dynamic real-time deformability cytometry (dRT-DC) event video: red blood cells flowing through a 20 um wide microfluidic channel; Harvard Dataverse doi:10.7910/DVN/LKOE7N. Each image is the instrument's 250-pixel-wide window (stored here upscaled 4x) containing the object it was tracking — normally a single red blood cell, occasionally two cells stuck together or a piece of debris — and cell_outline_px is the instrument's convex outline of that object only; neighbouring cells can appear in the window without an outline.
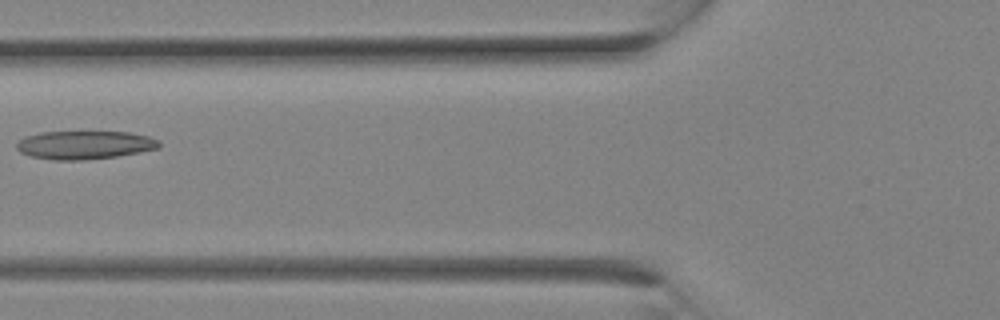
{"species": "Egyptian fruit bat (a non-hibernating species)", "species_latin": "Rousettus aegyptiacus", "temperature_condition": "room temperature", "stored_images_in_passage": 19, "camera_frame_rate_fps": 3000, "um_per_image_px": 0.085, "animal": {"sex": "female"}, "frame": {"image": 1, "passage_image": 10, "time_ms": 3.0, "image_size_px": [1000, 320], "cell_outline_px": [[160, 148], [140, 152], [116, 156], [84, 160], [52, 160], [28, 156], [20, 152], [16, 148], [16, 144], [24, 136], [40, 132], [128, 132], [148, 136], [160, 140]], "centroid_in_image_um": [7.17, 12.32], "position_along_channel_um": 118.6, "area_um2": 23.7}}
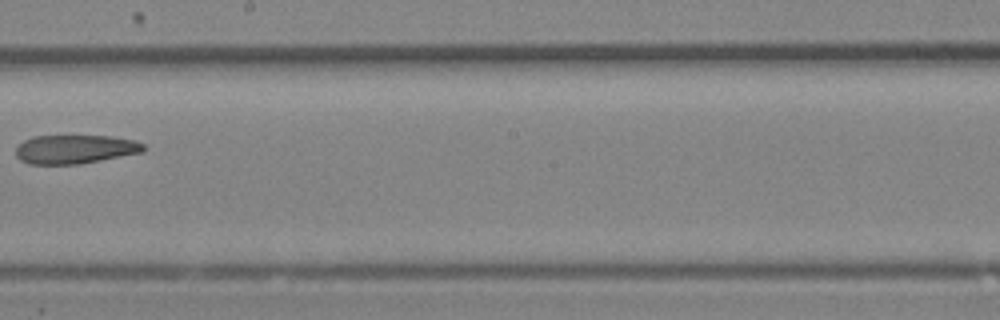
{"frame": {"image": 2, "passage_image": 15, "time_ms": 4.667, "image_size_px": [1000, 320], "cell_outline_px": [[144, 152], [80, 164], [28, 164], [20, 160], [16, 156], [16, 148], [24, 140], [32, 136], [112, 136], [136, 140], [144, 144]], "centroid_in_image_um": [6.39, 12.68], "position_along_channel_um": 241.8, "area_um2": 21.56}}
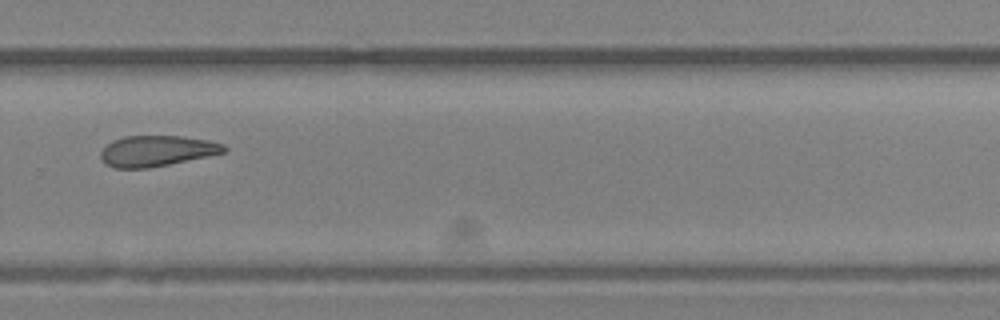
{"frame": {"image": 3, "passage_image": 18, "time_ms": 5.667, "image_size_px": [1000, 320], "cell_outline_px": [[228, 148], [224, 152], [208, 156], [148, 168], [112, 168], [104, 164], [100, 160], [100, 152], [112, 140], [124, 136], [180, 136], [208, 140], [224, 144]], "centroid_in_image_um": [13.28, 12.83], "position_along_channel_um": 316.5, "area_um2": 22.14}}